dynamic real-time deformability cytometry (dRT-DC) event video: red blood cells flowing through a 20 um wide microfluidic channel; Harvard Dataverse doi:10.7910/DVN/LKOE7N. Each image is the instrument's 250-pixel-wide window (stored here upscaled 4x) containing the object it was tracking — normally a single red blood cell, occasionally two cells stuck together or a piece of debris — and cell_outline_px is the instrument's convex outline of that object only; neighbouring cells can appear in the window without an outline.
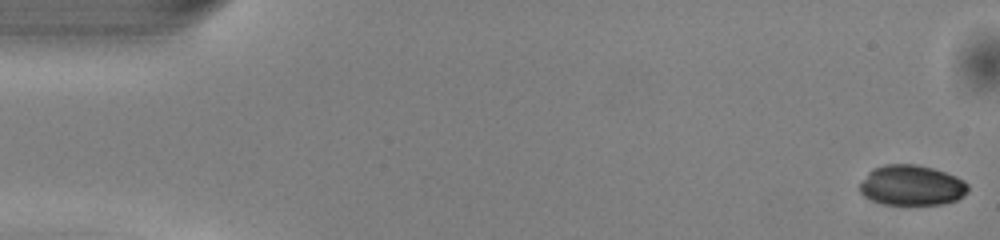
{"species": "common noctule bat (a hibernating species)", "species_latin": "Nyctalus noctula", "temperature_condition": "warm", "stored_images_in_passage": 50, "camera_frame_rate_fps": 3000, "um_per_image_px": 0.085, "animal": {"sex": "male", "body_mass_g": 13.0, "forearm_length_mm": 53.1}, "frame": {"image": 1, "passage_image": 1, "time_ms": 0.0, "image_size_px": [1000, 240], "cell_outline_px": [[968, 192], [956, 200], [944, 204], [884, 204], [872, 200], [864, 196], [860, 192], [860, 184], [868, 172], [872, 168], [884, 164], [916, 164], [932, 168], [956, 176], [964, 180], [968, 184]], "centroid_in_image_um": [77.49, 15.74], "position_along_channel_um": 7.5, "area_um2": 25.43}}
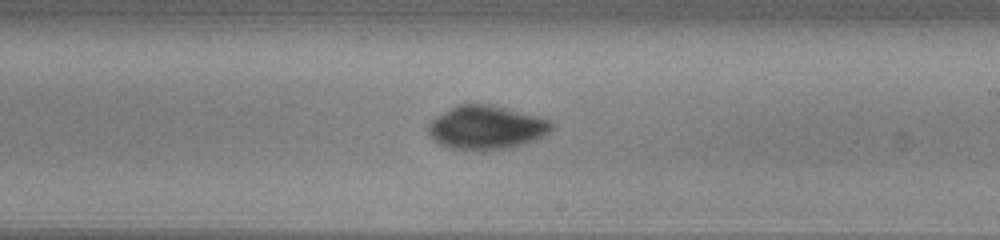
{"frame": {"image": 2, "passage_image": 29, "time_ms": 9.333, "image_size_px": [1000, 240], "cell_outline_px": [[556, 124], [544, 136], [536, 140], [524, 144], [508, 148], [480, 152], [452, 148], [440, 144], [428, 132], [428, 124], [436, 116], [460, 104], [488, 104], [552, 120]], "centroid_in_image_um": [41.37, 10.86], "position_along_channel_um": 247.6, "area_um2": 31.39}}
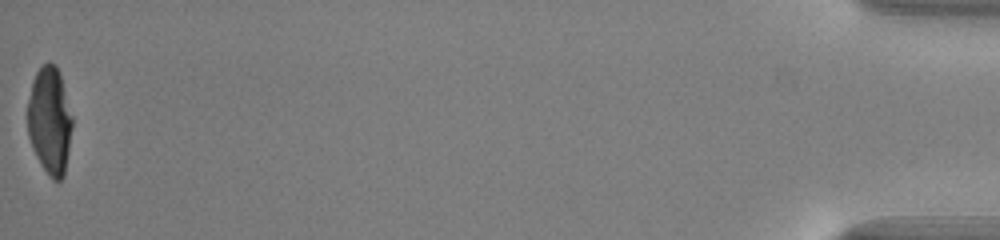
{"frame": {"image": 3, "passage_image": 50, "time_ms": 16.333, "image_size_px": [1000, 240], "cell_outline_px": [[72, 128], [64, 176], [60, 180], [52, 180], [48, 176], [40, 164], [32, 148], [28, 136], [28, 100], [32, 80], [36, 72], [48, 60], [56, 64], [60, 72], [72, 116]], "centroid_in_image_um": [4.22, 10.24], "position_along_channel_um": 431.0, "area_um2": 28.21}, "authors_computed_cell_mechanics": {"area_um2": 29.4202, "velocity_mm_per_s": 4.1135, "shape_relaxation_time_tau1_ms": 4.7789, "shape_relaxation_time_tau2_ms": 0.9158, "deformation_change_tau1": 0.1568, "deformation_change_tau2": 0.0317}}